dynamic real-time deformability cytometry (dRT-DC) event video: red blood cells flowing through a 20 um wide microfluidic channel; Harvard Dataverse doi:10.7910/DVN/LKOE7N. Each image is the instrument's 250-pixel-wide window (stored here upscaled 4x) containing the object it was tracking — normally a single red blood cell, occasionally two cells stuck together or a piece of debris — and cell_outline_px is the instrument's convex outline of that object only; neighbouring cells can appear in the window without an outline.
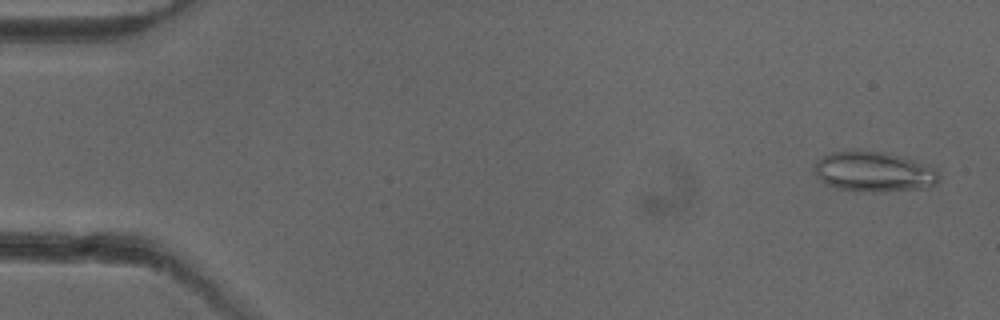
{"species": "common noctule bat (a hibernating species)", "species_latin": "Nyctalus noctula", "temperature_condition": "cold", "stored_images_in_passage": 51, "camera_frame_rate_fps": 3000, "um_per_image_px": 0.085, "animal": {"sex": "female"}, "frame": {"image": 1, "passage_image": 2, "time_ms": 0.333, "image_size_px": [1000, 320], "cell_outline_px": [[940, 180], [936, 184], [928, 188], [876, 192], [872, 192], [836, 188], [824, 184], [820, 180], [812, 168], [816, 160], [832, 152], [856, 148], [884, 152], [900, 156], [928, 164], [936, 168], [940, 176]], "centroid_in_image_um": [74.28, 14.58], "position_along_channel_um": 10.7, "area_um2": 29.94}}
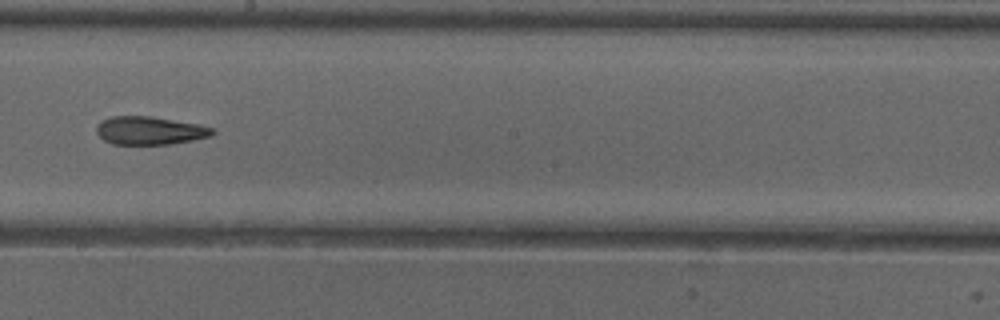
{"frame": {"image": 2, "passage_image": 29, "time_ms": 9.333, "image_size_px": [1000, 320], "cell_outline_px": [[216, 132], [212, 136], [192, 140], [168, 144], [112, 144], [104, 140], [96, 132], [96, 128], [100, 120], [112, 116], [152, 116], [196, 124], [212, 128]], "centroid_in_image_um": [12.7, 11.09], "position_along_channel_um": 235.5, "area_um2": 18.96}}
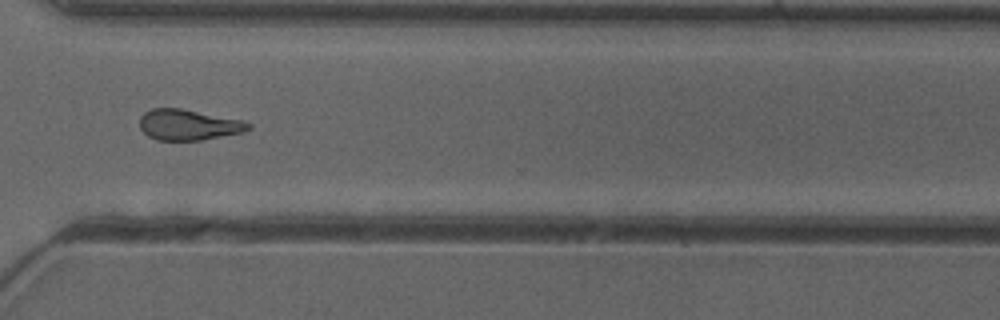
{"frame": {"image": 3, "passage_image": 38, "time_ms": 12.333, "image_size_px": [1000, 320], "cell_outline_px": [[252, 128], [244, 132], [200, 140], [156, 140], [148, 136], [140, 128], [140, 116], [144, 112], [152, 108], [180, 108], [244, 120], [252, 124]], "centroid_in_image_um": [16.03, 10.6], "position_along_channel_um": 354.6, "area_um2": 19.59}, "authors_computed_cell_mechanics": {"area_um2": 19.941, "velocity_mm_per_s": 3.9822, "shape_relaxation_time_tau1_ms": null, "shape_relaxation_time_tau2_ms": 7.9933, "deformation_change_tau1": null, "deformation_change_tau2": 0.2066}}